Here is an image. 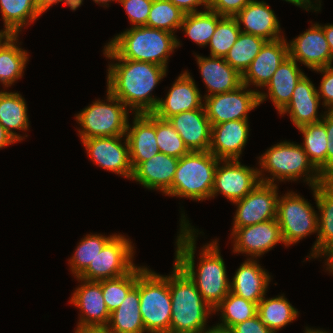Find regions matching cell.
I'll return each mask as SVG.
<instances>
[{"instance_id": "cell-30", "label": "cell", "mask_w": 333, "mask_h": 333, "mask_svg": "<svg viewBox=\"0 0 333 333\" xmlns=\"http://www.w3.org/2000/svg\"><path fill=\"white\" fill-rule=\"evenodd\" d=\"M305 74L298 68L296 60L288 56L279 65L271 80L266 84L269 98L277 111H281L290 101L292 93Z\"/></svg>"}, {"instance_id": "cell-35", "label": "cell", "mask_w": 333, "mask_h": 333, "mask_svg": "<svg viewBox=\"0 0 333 333\" xmlns=\"http://www.w3.org/2000/svg\"><path fill=\"white\" fill-rule=\"evenodd\" d=\"M0 10L4 28L12 35H18L26 23H32L40 16L36 0H0Z\"/></svg>"}, {"instance_id": "cell-43", "label": "cell", "mask_w": 333, "mask_h": 333, "mask_svg": "<svg viewBox=\"0 0 333 333\" xmlns=\"http://www.w3.org/2000/svg\"><path fill=\"white\" fill-rule=\"evenodd\" d=\"M156 139L160 153L181 158L190 151L168 120L156 117Z\"/></svg>"}, {"instance_id": "cell-52", "label": "cell", "mask_w": 333, "mask_h": 333, "mask_svg": "<svg viewBox=\"0 0 333 333\" xmlns=\"http://www.w3.org/2000/svg\"><path fill=\"white\" fill-rule=\"evenodd\" d=\"M322 28H323V32L326 37V40L328 42L330 51L333 56V24H331V25L328 24V25H325L324 27L322 26Z\"/></svg>"}, {"instance_id": "cell-58", "label": "cell", "mask_w": 333, "mask_h": 333, "mask_svg": "<svg viewBox=\"0 0 333 333\" xmlns=\"http://www.w3.org/2000/svg\"><path fill=\"white\" fill-rule=\"evenodd\" d=\"M205 333H232L228 329H223L217 326H213V328H209Z\"/></svg>"}, {"instance_id": "cell-17", "label": "cell", "mask_w": 333, "mask_h": 333, "mask_svg": "<svg viewBox=\"0 0 333 333\" xmlns=\"http://www.w3.org/2000/svg\"><path fill=\"white\" fill-rule=\"evenodd\" d=\"M234 252L247 253L256 258L282 242V234L277 219L268 220L243 228H233Z\"/></svg>"}, {"instance_id": "cell-10", "label": "cell", "mask_w": 333, "mask_h": 333, "mask_svg": "<svg viewBox=\"0 0 333 333\" xmlns=\"http://www.w3.org/2000/svg\"><path fill=\"white\" fill-rule=\"evenodd\" d=\"M247 87L242 84L233 91L204 97L203 106L211 126L231 120L248 119V112L268 97L259 91L246 90Z\"/></svg>"}, {"instance_id": "cell-20", "label": "cell", "mask_w": 333, "mask_h": 333, "mask_svg": "<svg viewBox=\"0 0 333 333\" xmlns=\"http://www.w3.org/2000/svg\"><path fill=\"white\" fill-rule=\"evenodd\" d=\"M190 152L209 151L211 124L204 108L181 112L168 119Z\"/></svg>"}, {"instance_id": "cell-42", "label": "cell", "mask_w": 333, "mask_h": 333, "mask_svg": "<svg viewBox=\"0 0 333 333\" xmlns=\"http://www.w3.org/2000/svg\"><path fill=\"white\" fill-rule=\"evenodd\" d=\"M137 267L123 276L102 280V293L109 313L116 310L136 285Z\"/></svg>"}, {"instance_id": "cell-23", "label": "cell", "mask_w": 333, "mask_h": 333, "mask_svg": "<svg viewBox=\"0 0 333 333\" xmlns=\"http://www.w3.org/2000/svg\"><path fill=\"white\" fill-rule=\"evenodd\" d=\"M179 158L158 153L150 160L141 162L134 170L132 178L148 189H158L164 194L171 191Z\"/></svg>"}, {"instance_id": "cell-26", "label": "cell", "mask_w": 333, "mask_h": 333, "mask_svg": "<svg viewBox=\"0 0 333 333\" xmlns=\"http://www.w3.org/2000/svg\"><path fill=\"white\" fill-rule=\"evenodd\" d=\"M239 26L245 25L241 32L264 38L267 41L280 37V25L274 11L264 1L252 0L237 15L234 16Z\"/></svg>"}, {"instance_id": "cell-49", "label": "cell", "mask_w": 333, "mask_h": 333, "mask_svg": "<svg viewBox=\"0 0 333 333\" xmlns=\"http://www.w3.org/2000/svg\"><path fill=\"white\" fill-rule=\"evenodd\" d=\"M172 2L176 7H178L185 14L199 12L195 9L199 5H205L207 9L208 0H168Z\"/></svg>"}, {"instance_id": "cell-53", "label": "cell", "mask_w": 333, "mask_h": 333, "mask_svg": "<svg viewBox=\"0 0 333 333\" xmlns=\"http://www.w3.org/2000/svg\"><path fill=\"white\" fill-rule=\"evenodd\" d=\"M287 2H290L296 6H299V7H302V8H305V10L307 9V11L309 9H315V11H318L320 10V7L317 6L316 8L313 6L311 0H285ZM312 4V5H311ZM314 7V8H313ZM317 9V10H316Z\"/></svg>"}, {"instance_id": "cell-59", "label": "cell", "mask_w": 333, "mask_h": 333, "mask_svg": "<svg viewBox=\"0 0 333 333\" xmlns=\"http://www.w3.org/2000/svg\"><path fill=\"white\" fill-rule=\"evenodd\" d=\"M305 333H327V332H325V331L323 332V331H321V330H317V329L314 330V329H310V328L307 329V328H306Z\"/></svg>"}, {"instance_id": "cell-54", "label": "cell", "mask_w": 333, "mask_h": 333, "mask_svg": "<svg viewBox=\"0 0 333 333\" xmlns=\"http://www.w3.org/2000/svg\"><path fill=\"white\" fill-rule=\"evenodd\" d=\"M75 333H109L105 328H77Z\"/></svg>"}, {"instance_id": "cell-39", "label": "cell", "mask_w": 333, "mask_h": 333, "mask_svg": "<svg viewBox=\"0 0 333 333\" xmlns=\"http://www.w3.org/2000/svg\"><path fill=\"white\" fill-rule=\"evenodd\" d=\"M185 13L168 0H153L147 27L174 33L180 29Z\"/></svg>"}, {"instance_id": "cell-47", "label": "cell", "mask_w": 333, "mask_h": 333, "mask_svg": "<svg viewBox=\"0 0 333 333\" xmlns=\"http://www.w3.org/2000/svg\"><path fill=\"white\" fill-rule=\"evenodd\" d=\"M230 331L232 333H274L264 325L258 314L251 319L234 325Z\"/></svg>"}, {"instance_id": "cell-36", "label": "cell", "mask_w": 333, "mask_h": 333, "mask_svg": "<svg viewBox=\"0 0 333 333\" xmlns=\"http://www.w3.org/2000/svg\"><path fill=\"white\" fill-rule=\"evenodd\" d=\"M257 309L258 305L256 303L229 292L213 309L214 312L220 311L222 313V323L216 326L230 330L234 325L256 316Z\"/></svg>"}, {"instance_id": "cell-14", "label": "cell", "mask_w": 333, "mask_h": 333, "mask_svg": "<svg viewBox=\"0 0 333 333\" xmlns=\"http://www.w3.org/2000/svg\"><path fill=\"white\" fill-rule=\"evenodd\" d=\"M124 136L126 135L92 137L81 141L94 163L126 178H132L133 168L127 137L124 146L121 144Z\"/></svg>"}, {"instance_id": "cell-29", "label": "cell", "mask_w": 333, "mask_h": 333, "mask_svg": "<svg viewBox=\"0 0 333 333\" xmlns=\"http://www.w3.org/2000/svg\"><path fill=\"white\" fill-rule=\"evenodd\" d=\"M105 329L109 333L146 332L140 313L139 267L136 285L128 292L120 306L110 313V320Z\"/></svg>"}, {"instance_id": "cell-40", "label": "cell", "mask_w": 333, "mask_h": 333, "mask_svg": "<svg viewBox=\"0 0 333 333\" xmlns=\"http://www.w3.org/2000/svg\"><path fill=\"white\" fill-rule=\"evenodd\" d=\"M240 33L241 26H239L237 19L223 16L218 21L215 32L208 43L210 44V56L224 58L235 44Z\"/></svg>"}, {"instance_id": "cell-37", "label": "cell", "mask_w": 333, "mask_h": 333, "mask_svg": "<svg viewBox=\"0 0 333 333\" xmlns=\"http://www.w3.org/2000/svg\"><path fill=\"white\" fill-rule=\"evenodd\" d=\"M266 41L262 37L241 32L224 59L243 75Z\"/></svg>"}, {"instance_id": "cell-12", "label": "cell", "mask_w": 333, "mask_h": 333, "mask_svg": "<svg viewBox=\"0 0 333 333\" xmlns=\"http://www.w3.org/2000/svg\"><path fill=\"white\" fill-rule=\"evenodd\" d=\"M218 163L214 174L212 196L219 192L231 202L243 199L257 185L261 183V171L242 165L238 159L222 160ZM261 176V177H260Z\"/></svg>"}, {"instance_id": "cell-3", "label": "cell", "mask_w": 333, "mask_h": 333, "mask_svg": "<svg viewBox=\"0 0 333 333\" xmlns=\"http://www.w3.org/2000/svg\"><path fill=\"white\" fill-rule=\"evenodd\" d=\"M172 273L168 276L172 301L170 333H205L206 319L213 308L203 300L194 282L176 263Z\"/></svg>"}, {"instance_id": "cell-46", "label": "cell", "mask_w": 333, "mask_h": 333, "mask_svg": "<svg viewBox=\"0 0 333 333\" xmlns=\"http://www.w3.org/2000/svg\"><path fill=\"white\" fill-rule=\"evenodd\" d=\"M314 71L324 73L318 95L319 98H324L323 105L329 109L328 111H333V67H323Z\"/></svg>"}, {"instance_id": "cell-8", "label": "cell", "mask_w": 333, "mask_h": 333, "mask_svg": "<svg viewBox=\"0 0 333 333\" xmlns=\"http://www.w3.org/2000/svg\"><path fill=\"white\" fill-rule=\"evenodd\" d=\"M107 101L97 100L76 115L81 139L126 135L128 112L124 103L107 90ZM110 102V104H109Z\"/></svg>"}, {"instance_id": "cell-4", "label": "cell", "mask_w": 333, "mask_h": 333, "mask_svg": "<svg viewBox=\"0 0 333 333\" xmlns=\"http://www.w3.org/2000/svg\"><path fill=\"white\" fill-rule=\"evenodd\" d=\"M179 45L174 33L147 26H133L108 43L121 59L153 63L165 68L170 53Z\"/></svg>"}, {"instance_id": "cell-55", "label": "cell", "mask_w": 333, "mask_h": 333, "mask_svg": "<svg viewBox=\"0 0 333 333\" xmlns=\"http://www.w3.org/2000/svg\"><path fill=\"white\" fill-rule=\"evenodd\" d=\"M324 255L328 256L326 264L329 269L327 268V270L333 272V246Z\"/></svg>"}, {"instance_id": "cell-45", "label": "cell", "mask_w": 333, "mask_h": 333, "mask_svg": "<svg viewBox=\"0 0 333 333\" xmlns=\"http://www.w3.org/2000/svg\"><path fill=\"white\" fill-rule=\"evenodd\" d=\"M252 0H208L207 8L221 16L234 17Z\"/></svg>"}, {"instance_id": "cell-25", "label": "cell", "mask_w": 333, "mask_h": 333, "mask_svg": "<svg viewBox=\"0 0 333 333\" xmlns=\"http://www.w3.org/2000/svg\"><path fill=\"white\" fill-rule=\"evenodd\" d=\"M320 99L318 90L304 75L297 83L289 103L279 113L282 115L288 112L291 121L297 128L319 122L322 120L321 117H317Z\"/></svg>"}, {"instance_id": "cell-18", "label": "cell", "mask_w": 333, "mask_h": 333, "mask_svg": "<svg viewBox=\"0 0 333 333\" xmlns=\"http://www.w3.org/2000/svg\"><path fill=\"white\" fill-rule=\"evenodd\" d=\"M201 97L195 81L185 71L174 82L166 98L159 99L152 114L160 119L168 120L181 112L204 108Z\"/></svg>"}, {"instance_id": "cell-15", "label": "cell", "mask_w": 333, "mask_h": 333, "mask_svg": "<svg viewBox=\"0 0 333 333\" xmlns=\"http://www.w3.org/2000/svg\"><path fill=\"white\" fill-rule=\"evenodd\" d=\"M288 53L312 70L332 66V53L323 28L317 23L288 43Z\"/></svg>"}, {"instance_id": "cell-60", "label": "cell", "mask_w": 333, "mask_h": 333, "mask_svg": "<svg viewBox=\"0 0 333 333\" xmlns=\"http://www.w3.org/2000/svg\"><path fill=\"white\" fill-rule=\"evenodd\" d=\"M94 2H96V3H101L102 2V4H106L107 2H110L111 0H93ZM112 1H115V0H112ZM116 1H119V0H116Z\"/></svg>"}, {"instance_id": "cell-27", "label": "cell", "mask_w": 333, "mask_h": 333, "mask_svg": "<svg viewBox=\"0 0 333 333\" xmlns=\"http://www.w3.org/2000/svg\"><path fill=\"white\" fill-rule=\"evenodd\" d=\"M202 79L208 88L206 96L230 92L242 85L240 75L229 63L221 57H202L197 55Z\"/></svg>"}, {"instance_id": "cell-28", "label": "cell", "mask_w": 333, "mask_h": 333, "mask_svg": "<svg viewBox=\"0 0 333 333\" xmlns=\"http://www.w3.org/2000/svg\"><path fill=\"white\" fill-rule=\"evenodd\" d=\"M270 278L255 260L247 259L230 281V292L258 305L265 296Z\"/></svg>"}, {"instance_id": "cell-34", "label": "cell", "mask_w": 333, "mask_h": 333, "mask_svg": "<svg viewBox=\"0 0 333 333\" xmlns=\"http://www.w3.org/2000/svg\"><path fill=\"white\" fill-rule=\"evenodd\" d=\"M257 314L261 321L271 331L276 333L279 329L296 320L298 311L284 296L265 299L258 303Z\"/></svg>"}, {"instance_id": "cell-57", "label": "cell", "mask_w": 333, "mask_h": 333, "mask_svg": "<svg viewBox=\"0 0 333 333\" xmlns=\"http://www.w3.org/2000/svg\"><path fill=\"white\" fill-rule=\"evenodd\" d=\"M12 36V34L7 30H1L0 31V46L6 41L8 40L10 37ZM4 40V41H3Z\"/></svg>"}, {"instance_id": "cell-9", "label": "cell", "mask_w": 333, "mask_h": 333, "mask_svg": "<svg viewBox=\"0 0 333 333\" xmlns=\"http://www.w3.org/2000/svg\"><path fill=\"white\" fill-rule=\"evenodd\" d=\"M318 217L310 203L298 194L290 192L278 197L276 219L286 246L318 233Z\"/></svg>"}, {"instance_id": "cell-50", "label": "cell", "mask_w": 333, "mask_h": 333, "mask_svg": "<svg viewBox=\"0 0 333 333\" xmlns=\"http://www.w3.org/2000/svg\"><path fill=\"white\" fill-rule=\"evenodd\" d=\"M17 142L0 123V148L6 147L11 143Z\"/></svg>"}, {"instance_id": "cell-7", "label": "cell", "mask_w": 333, "mask_h": 333, "mask_svg": "<svg viewBox=\"0 0 333 333\" xmlns=\"http://www.w3.org/2000/svg\"><path fill=\"white\" fill-rule=\"evenodd\" d=\"M259 158L261 169H265L273 176L272 179H260L262 183L275 184L276 178L280 181L285 179L294 181L302 175L307 176V173H311L310 171L315 175L312 174L311 176L309 174L305 181L311 188L316 187L325 179L322 173L309 160L302 146L293 142L285 141L274 145Z\"/></svg>"}, {"instance_id": "cell-31", "label": "cell", "mask_w": 333, "mask_h": 333, "mask_svg": "<svg viewBox=\"0 0 333 333\" xmlns=\"http://www.w3.org/2000/svg\"><path fill=\"white\" fill-rule=\"evenodd\" d=\"M24 100L19 93L0 92V123L17 142L22 140V136L12 130H27L29 126Z\"/></svg>"}, {"instance_id": "cell-13", "label": "cell", "mask_w": 333, "mask_h": 333, "mask_svg": "<svg viewBox=\"0 0 333 333\" xmlns=\"http://www.w3.org/2000/svg\"><path fill=\"white\" fill-rule=\"evenodd\" d=\"M276 184L260 183L243 199L233 202L238 205L233 228H243L277 218Z\"/></svg>"}, {"instance_id": "cell-22", "label": "cell", "mask_w": 333, "mask_h": 333, "mask_svg": "<svg viewBox=\"0 0 333 333\" xmlns=\"http://www.w3.org/2000/svg\"><path fill=\"white\" fill-rule=\"evenodd\" d=\"M288 56V43L285 38L266 41L242 75V84L249 87V83H252L258 87H265Z\"/></svg>"}, {"instance_id": "cell-21", "label": "cell", "mask_w": 333, "mask_h": 333, "mask_svg": "<svg viewBox=\"0 0 333 333\" xmlns=\"http://www.w3.org/2000/svg\"><path fill=\"white\" fill-rule=\"evenodd\" d=\"M248 133V119L212 125L209 151L220 160L239 159L247 142Z\"/></svg>"}, {"instance_id": "cell-56", "label": "cell", "mask_w": 333, "mask_h": 333, "mask_svg": "<svg viewBox=\"0 0 333 333\" xmlns=\"http://www.w3.org/2000/svg\"><path fill=\"white\" fill-rule=\"evenodd\" d=\"M64 4L70 7L71 10H76L81 6L83 0H62Z\"/></svg>"}, {"instance_id": "cell-19", "label": "cell", "mask_w": 333, "mask_h": 333, "mask_svg": "<svg viewBox=\"0 0 333 333\" xmlns=\"http://www.w3.org/2000/svg\"><path fill=\"white\" fill-rule=\"evenodd\" d=\"M133 126L127 124L126 136L129 144L133 170L143 161L160 153L156 139V116L152 113L135 114ZM130 129V130H129Z\"/></svg>"}, {"instance_id": "cell-32", "label": "cell", "mask_w": 333, "mask_h": 333, "mask_svg": "<svg viewBox=\"0 0 333 333\" xmlns=\"http://www.w3.org/2000/svg\"><path fill=\"white\" fill-rule=\"evenodd\" d=\"M304 135L302 148L313 165L327 178V147L326 127L322 121L298 127Z\"/></svg>"}, {"instance_id": "cell-11", "label": "cell", "mask_w": 333, "mask_h": 333, "mask_svg": "<svg viewBox=\"0 0 333 333\" xmlns=\"http://www.w3.org/2000/svg\"><path fill=\"white\" fill-rule=\"evenodd\" d=\"M133 248L129 239L116 234L77 279L101 281L130 273L136 267Z\"/></svg>"}, {"instance_id": "cell-33", "label": "cell", "mask_w": 333, "mask_h": 333, "mask_svg": "<svg viewBox=\"0 0 333 333\" xmlns=\"http://www.w3.org/2000/svg\"><path fill=\"white\" fill-rule=\"evenodd\" d=\"M17 35H12L0 46V82L8 87L21 78L28 61L25 50L16 46Z\"/></svg>"}, {"instance_id": "cell-48", "label": "cell", "mask_w": 333, "mask_h": 333, "mask_svg": "<svg viewBox=\"0 0 333 333\" xmlns=\"http://www.w3.org/2000/svg\"><path fill=\"white\" fill-rule=\"evenodd\" d=\"M323 124L326 127L328 147H327V178H333V111H327L322 116Z\"/></svg>"}, {"instance_id": "cell-51", "label": "cell", "mask_w": 333, "mask_h": 333, "mask_svg": "<svg viewBox=\"0 0 333 333\" xmlns=\"http://www.w3.org/2000/svg\"><path fill=\"white\" fill-rule=\"evenodd\" d=\"M62 2V0H36L37 10L41 15L44 13L51 5Z\"/></svg>"}, {"instance_id": "cell-38", "label": "cell", "mask_w": 333, "mask_h": 333, "mask_svg": "<svg viewBox=\"0 0 333 333\" xmlns=\"http://www.w3.org/2000/svg\"><path fill=\"white\" fill-rule=\"evenodd\" d=\"M223 16L211 11L187 13L184 15L180 28H183L186 35L200 46L208 45L219 18Z\"/></svg>"}, {"instance_id": "cell-44", "label": "cell", "mask_w": 333, "mask_h": 333, "mask_svg": "<svg viewBox=\"0 0 333 333\" xmlns=\"http://www.w3.org/2000/svg\"><path fill=\"white\" fill-rule=\"evenodd\" d=\"M134 27L146 26L153 0H119Z\"/></svg>"}, {"instance_id": "cell-6", "label": "cell", "mask_w": 333, "mask_h": 333, "mask_svg": "<svg viewBox=\"0 0 333 333\" xmlns=\"http://www.w3.org/2000/svg\"><path fill=\"white\" fill-rule=\"evenodd\" d=\"M140 313L147 333H170L172 301L168 276L139 267Z\"/></svg>"}, {"instance_id": "cell-5", "label": "cell", "mask_w": 333, "mask_h": 333, "mask_svg": "<svg viewBox=\"0 0 333 333\" xmlns=\"http://www.w3.org/2000/svg\"><path fill=\"white\" fill-rule=\"evenodd\" d=\"M219 162L222 160L210 151L189 152L179 158L171 191L167 195L198 201L211 198Z\"/></svg>"}, {"instance_id": "cell-41", "label": "cell", "mask_w": 333, "mask_h": 333, "mask_svg": "<svg viewBox=\"0 0 333 333\" xmlns=\"http://www.w3.org/2000/svg\"><path fill=\"white\" fill-rule=\"evenodd\" d=\"M115 235L106 237L103 235H87L84 237L75 250L70 261L72 273L76 278L89 266L97 254Z\"/></svg>"}, {"instance_id": "cell-2", "label": "cell", "mask_w": 333, "mask_h": 333, "mask_svg": "<svg viewBox=\"0 0 333 333\" xmlns=\"http://www.w3.org/2000/svg\"><path fill=\"white\" fill-rule=\"evenodd\" d=\"M104 55L118 60L108 68L107 90L135 111L134 114L152 113L159 99L151 91L166 75V68L157 64L121 59L108 45Z\"/></svg>"}, {"instance_id": "cell-16", "label": "cell", "mask_w": 333, "mask_h": 333, "mask_svg": "<svg viewBox=\"0 0 333 333\" xmlns=\"http://www.w3.org/2000/svg\"><path fill=\"white\" fill-rule=\"evenodd\" d=\"M79 280L84 283L74 291L70 300L83 314L77 328H105L109 323L110 313L104 302L102 280Z\"/></svg>"}, {"instance_id": "cell-24", "label": "cell", "mask_w": 333, "mask_h": 333, "mask_svg": "<svg viewBox=\"0 0 333 333\" xmlns=\"http://www.w3.org/2000/svg\"><path fill=\"white\" fill-rule=\"evenodd\" d=\"M320 211L318 237L309 258L323 256L333 246V178H325L312 187ZM312 256V257H311Z\"/></svg>"}, {"instance_id": "cell-1", "label": "cell", "mask_w": 333, "mask_h": 333, "mask_svg": "<svg viewBox=\"0 0 333 333\" xmlns=\"http://www.w3.org/2000/svg\"><path fill=\"white\" fill-rule=\"evenodd\" d=\"M184 217L185 215L181 219V231L176 242L175 263L194 282L203 300L214 309L230 292V281L227 278L224 260L218 250L217 241H213L203 247L196 273L194 263L196 231Z\"/></svg>"}]
</instances>
